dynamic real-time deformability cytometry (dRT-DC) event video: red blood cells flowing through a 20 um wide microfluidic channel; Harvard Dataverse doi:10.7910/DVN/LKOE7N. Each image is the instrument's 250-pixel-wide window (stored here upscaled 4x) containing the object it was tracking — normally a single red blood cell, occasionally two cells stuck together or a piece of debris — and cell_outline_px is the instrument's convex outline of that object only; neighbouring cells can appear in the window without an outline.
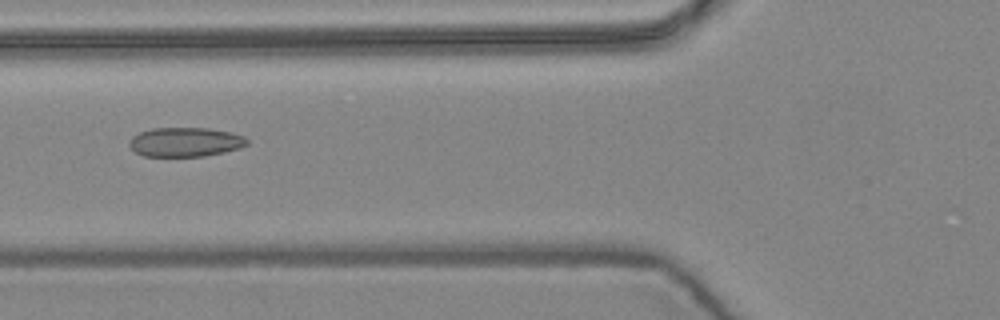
{"species": "common noctule bat (a hibernating species)", "species_latin": "Nyctalus noctula", "temperature_condition": "warm", "stored_images_in_passage": 9, "camera_frame_rate_fps": 3000, "um_per_image_px": 0.085, "animal": {"sex": "female", "body_mass_g": 24.6, "forearm_length_mm": 56.2}, "frame": {"image": 1, "passage_image": 6, "time_ms": 1.667, "image_size_px": [1000, 320], "cell_outline_px": [[248, 144], [240, 148], [224, 152], [204, 156], [144, 156], [136, 152], [128, 144], [132, 136], [140, 132], [152, 128], [208, 128], [232, 132], [244, 136], [248, 140]], "centroid_in_image_um": [15.77, 12.07], "position_along_channel_um": 110.0, "area_um2": 20.11}}
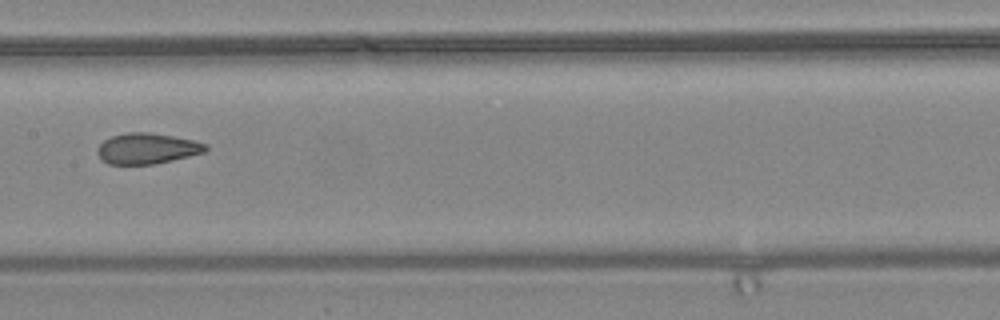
{"frame": {"image": 2, "passage_image": 8, "time_ms": 2.333, "image_size_px": [1000, 320], "cell_outline_px": [[208, 148], [204, 152], [172, 160], [152, 164], [108, 164], [100, 160], [96, 152], [96, 148], [104, 140], [112, 136], [128, 132], [148, 132], [172, 136], [192, 140], [208, 144]], "centroid_in_image_um": [12.45, 12.62], "position_along_channel_um": 194.9, "area_um2": 19.36}}
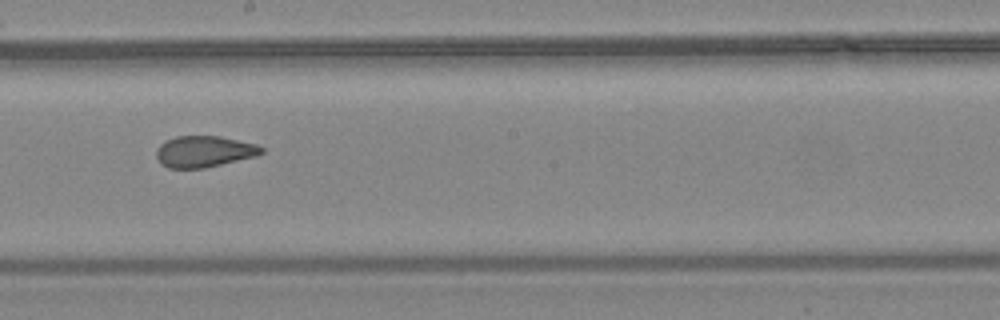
{"frame": {"image": 3, "passage_image": 9, "time_ms": 2.667, "image_size_px": [1000, 320], "cell_outline_px": [[264, 152], [256, 156], [204, 168], [168, 168], [160, 164], [156, 156], [156, 148], [160, 144], [176, 136], [220, 136], [256, 144], [264, 148]], "centroid_in_image_um": [17.33, 12.88], "position_along_channel_um": 230.9, "area_um2": 19.19}}